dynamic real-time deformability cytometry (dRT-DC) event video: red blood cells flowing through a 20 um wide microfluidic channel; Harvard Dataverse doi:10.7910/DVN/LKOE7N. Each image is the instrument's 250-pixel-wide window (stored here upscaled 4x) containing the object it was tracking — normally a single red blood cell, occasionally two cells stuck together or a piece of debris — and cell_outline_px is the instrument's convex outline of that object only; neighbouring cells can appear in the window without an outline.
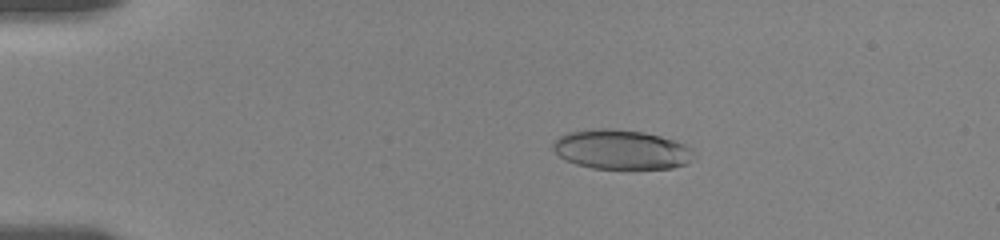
{"species": "human", "species_latin": "Homo sapiens", "temperature_condition": "room temperature", "stored_images_in_passage": 46, "camera_frame_rate_fps": 3000, "um_per_image_px": 0.085, "donor": {"sex": "female"}, "frame": {"image": 1, "passage_image": 1, "time_ms": 0.0, "image_size_px": [1000, 240], "cell_outline_px": [[696, 156], [688, 164], [672, 168], [592, 168], [576, 164], [564, 160], [552, 148], [552, 144], [560, 136], [568, 132], [592, 128], [608, 128], [644, 132], [660, 136], [684, 144], [692, 148]], "centroid_in_image_um": [52.82, 12.71], "position_along_channel_um": 32.2, "area_um2": 32.54}}
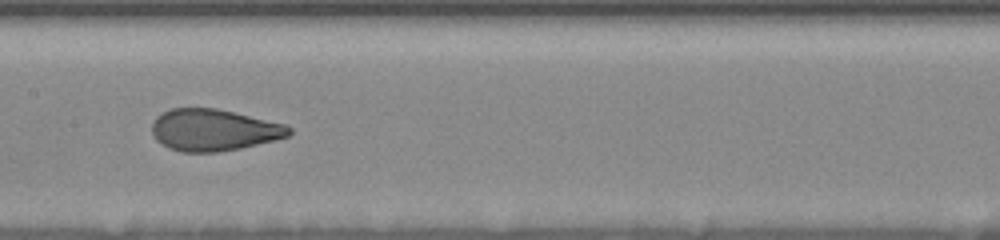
{"frame": {"image": 2, "passage_image": 19, "time_ms": 6.0, "image_size_px": [1000, 240], "cell_outline_px": [[292, 132], [288, 136], [276, 140], [240, 148], [216, 152], [180, 152], [168, 148], [160, 144], [156, 140], [152, 132], [152, 120], [160, 112], [172, 108], [216, 108], [284, 124], [292, 128]], "centroid_in_image_um": [18.12, 11.05], "position_along_channel_um": 189.3, "area_um2": 33.47}}
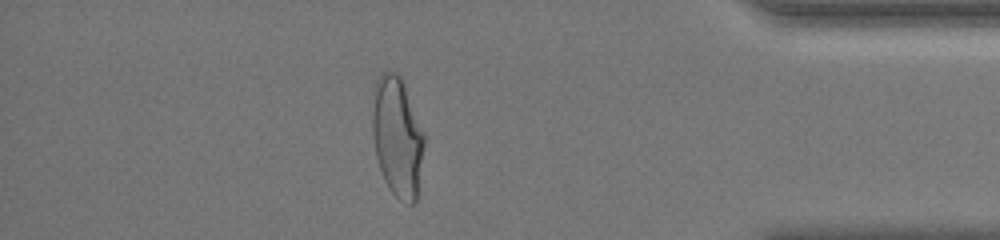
{"frame": {"image": 3, "passage_image": 39, "time_ms": 12.667, "image_size_px": [1000, 240], "cell_outline_px": [[424, 144], [416, 204], [408, 204], [400, 200], [392, 192], [384, 180], [376, 156], [372, 136], [372, 88], [380, 72], [388, 68], [396, 72], [400, 76], [404, 84], [424, 132]], "centroid_in_image_um": [33.74, 11.57], "position_along_channel_um": 401.5, "area_um2": 36.76}, "authors_computed_cell_mechanics": {"area_um2": 34.3043, "velocity_mm_per_s": 3.6223, "shape_relaxation_time_tau1_ms": 6.7248, "shape_relaxation_time_tau2_ms": 0.8562, "deformation_change_tau1": 0.2161, "deformation_change_tau2": 0.0726}}